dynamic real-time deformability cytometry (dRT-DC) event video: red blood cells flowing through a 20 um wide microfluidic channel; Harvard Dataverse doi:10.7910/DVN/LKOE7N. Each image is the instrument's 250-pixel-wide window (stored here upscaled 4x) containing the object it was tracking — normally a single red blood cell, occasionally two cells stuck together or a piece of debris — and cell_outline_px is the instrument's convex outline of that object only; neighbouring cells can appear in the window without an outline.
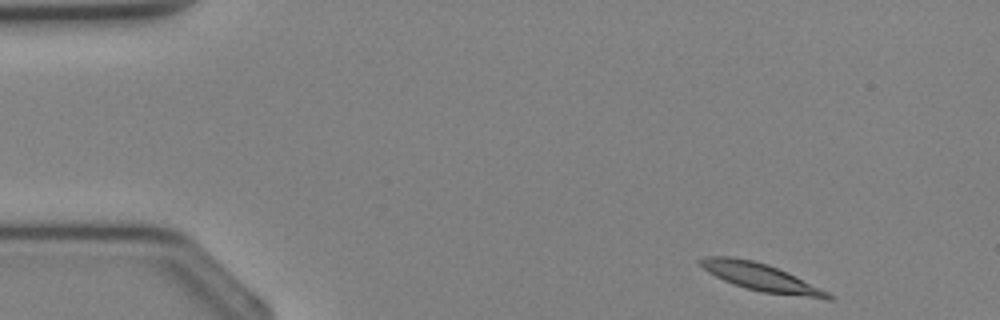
{"species": "Egyptian fruit bat (a non-hibernating species)", "species_latin": "Rousettus aegyptiacus", "temperature_condition": "cold", "stored_images_in_passage": 9, "camera_frame_rate_fps": 3000, "um_per_image_px": 0.085, "animal": {"sex": "female"}, "frame": {"image": 1, "passage_image": 1, "time_ms": 0.0, "image_size_px": [1000, 320], "cell_outline_px": [[836, 296], [832, 300], [828, 300], [760, 292], [744, 288], [724, 280], [708, 272], [696, 260], [704, 256], [732, 256], [752, 260], [768, 264], [788, 272]], "centroid_in_image_um": [64.7, 23.57], "position_along_channel_um": 20.3, "area_um2": 20.75}}